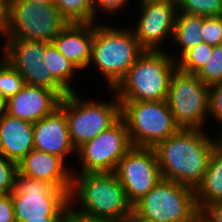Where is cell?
<instances>
[{
    "mask_svg": "<svg viewBox=\"0 0 222 222\" xmlns=\"http://www.w3.org/2000/svg\"><path fill=\"white\" fill-rule=\"evenodd\" d=\"M197 128H180L153 149L162 179L175 181L195 190L207 170L214 148L221 137L210 139Z\"/></svg>",
    "mask_w": 222,
    "mask_h": 222,
    "instance_id": "6da1fadb",
    "label": "cell"
},
{
    "mask_svg": "<svg viewBox=\"0 0 222 222\" xmlns=\"http://www.w3.org/2000/svg\"><path fill=\"white\" fill-rule=\"evenodd\" d=\"M79 174H72L69 195L70 204L79 199L82 209L77 211L113 222H123L133 212L115 172Z\"/></svg>",
    "mask_w": 222,
    "mask_h": 222,
    "instance_id": "7a4b0ae2",
    "label": "cell"
},
{
    "mask_svg": "<svg viewBox=\"0 0 222 222\" xmlns=\"http://www.w3.org/2000/svg\"><path fill=\"white\" fill-rule=\"evenodd\" d=\"M164 51L145 50L112 89L120 102L167 100L177 58ZM174 59V60H173Z\"/></svg>",
    "mask_w": 222,
    "mask_h": 222,
    "instance_id": "3957f363",
    "label": "cell"
},
{
    "mask_svg": "<svg viewBox=\"0 0 222 222\" xmlns=\"http://www.w3.org/2000/svg\"><path fill=\"white\" fill-rule=\"evenodd\" d=\"M144 51L133 31L94 22L90 62L100 69L111 90Z\"/></svg>",
    "mask_w": 222,
    "mask_h": 222,
    "instance_id": "277c9868",
    "label": "cell"
},
{
    "mask_svg": "<svg viewBox=\"0 0 222 222\" xmlns=\"http://www.w3.org/2000/svg\"><path fill=\"white\" fill-rule=\"evenodd\" d=\"M133 213L149 222H196L200 218L195 190L165 179L133 205Z\"/></svg>",
    "mask_w": 222,
    "mask_h": 222,
    "instance_id": "5b68a950",
    "label": "cell"
},
{
    "mask_svg": "<svg viewBox=\"0 0 222 222\" xmlns=\"http://www.w3.org/2000/svg\"><path fill=\"white\" fill-rule=\"evenodd\" d=\"M68 23L53 3L8 0L7 23L1 33L6 39L50 43Z\"/></svg>",
    "mask_w": 222,
    "mask_h": 222,
    "instance_id": "8992f818",
    "label": "cell"
},
{
    "mask_svg": "<svg viewBox=\"0 0 222 222\" xmlns=\"http://www.w3.org/2000/svg\"><path fill=\"white\" fill-rule=\"evenodd\" d=\"M59 107L65 112L71 142L77 150L97 137L121 118V103L80 100L75 92L61 99Z\"/></svg>",
    "mask_w": 222,
    "mask_h": 222,
    "instance_id": "52a82bcc",
    "label": "cell"
},
{
    "mask_svg": "<svg viewBox=\"0 0 222 222\" xmlns=\"http://www.w3.org/2000/svg\"><path fill=\"white\" fill-rule=\"evenodd\" d=\"M120 103L133 146L154 147L180 129L166 100Z\"/></svg>",
    "mask_w": 222,
    "mask_h": 222,
    "instance_id": "ba28073f",
    "label": "cell"
},
{
    "mask_svg": "<svg viewBox=\"0 0 222 222\" xmlns=\"http://www.w3.org/2000/svg\"><path fill=\"white\" fill-rule=\"evenodd\" d=\"M71 190L17 173L12 194L15 220L65 217Z\"/></svg>",
    "mask_w": 222,
    "mask_h": 222,
    "instance_id": "9c48e42d",
    "label": "cell"
},
{
    "mask_svg": "<svg viewBox=\"0 0 222 222\" xmlns=\"http://www.w3.org/2000/svg\"><path fill=\"white\" fill-rule=\"evenodd\" d=\"M167 103L180 128L202 129L209 113L210 86L178 69L170 79Z\"/></svg>",
    "mask_w": 222,
    "mask_h": 222,
    "instance_id": "30bf717a",
    "label": "cell"
},
{
    "mask_svg": "<svg viewBox=\"0 0 222 222\" xmlns=\"http://www.w3.org/2000/svg\"><path fill=\"white\" fill-rule=\"evenodd\" d=\"M132 147L127 124L121 117L77 149L82 163L81 173L115 172L119 161Z\"/></svg>",
    "mask_w": 222,
    "mask_h": 222,
    "instance_id": "8fae6325",
    "label": "cell"
},
{
    "mask_svg": "<svg viewBox=\"0 0 222 222\" xmlns=\"http://www.w3.org/2000/svg\"><path fill=\"white\" fill-rule=\"evenodd\" d=\"M115 174L132 205L162 179L153 147L133 146L119 161Z\"/></svg>",
    "mask_w": 222,
    "mask_h": 222,
    "instance_id": "7c38bea8",
    "label": "cell"
},
{
    "mask_svg": "<svg viewBox=\"0 0 222 222\" xmlns=\"http://www.w3.org/2000/svg\"><path fill=\"white\" fill-rule=\"evenodd\" d=\"M3 58L24 78L29 85L54 90L61 98L68 92L52 77L44 64L46 42L25 39H7Z\"/></svg>",
    "mask_w": 222,
    "mask_h": 222,
    "instance_id": "4fadbf2b",
    "label": "cell"
},
{
    "mask_svg": "<svg viewBox=\"0 0 222 222\" xmlns=\"http://www.w3.org/2000/svg\"><path fill=\"white\" fill-rule=\"evenodd\" d=\"M141 18L133 31L144 50L158 51V44L167 34L172 36L178 13L176 2L171 0H140ZM171 33V34H170Z\"/></svg>",
    "mask_w": 222,
    "mask_h": 222,
    "instance_id": "5bb4252c",
    "label": "cell"
},
{
    "mask_svg": "<svg viewBox=\"0 0 222 222\" xmlns=\"http://www.w3.org/2000/svg\"><path fill=\"white\" fill-rule=\"evenodd\" d=\"M61 99L54 90L25 84L16 95L7 100L6 113L35 123L59 108Z\"/></svg>",
    "mask_w": 222,
    "mask_h": 222,
    "instance_id": "9a60e30c",
    "label": "cell"
},
{
    "mask_svg": "<svg viewBox=\"0 0 222 222\" xmlns=\"http://www.w3.org/2000/svg\"><path fill=\"white\" fill-rule=\"evenodd\" d=\"M34 148L60 157L77 151L70 138L65 112L59 107L52 114L33 123Z\"/></svg>",
    "mask_w": 222,
    "mask_h": 222,
    "instance_id": "2e32d148",
    "label": "cell"
},
{
    "mask_svg": "<svg viewBox=\"0 0 222 222\" xmlns=\"http://www.w3.org/2000/svg\"><path fill=\"white\" fill-rule=\"evenodd\" d=\"M58 156L33 148L18 162V173L46 181L62 190H71L72 174Z\"/></svg>",
    "mask_w": 222,
    "mask_h": 222,
    "instance_id": "e0dca14e",
    "label": "cell"
},
{
    "mask_svg": "<svg viewBox=\"0 0 222 222\" xmlns=\"http://www.w3.org/2000/svg\"><path fill=\"white\" fill-rule=\"evenodd\" d=\"M94 22L68 23L53 39L58 51L79 70L90 65Z\"/></svg>",
    "mask_w": 222,
    "mask_h": 222,
    "instance_id": "ac0fdd59",
    "label": "cell"
},
{
    "mask_svg": "<svg viewBox=\"0 0 222 222\" xmlns=\"http://www.w3.org/2000/svg\"><path fill=\"white\" fill-rule=\"evenodd\" d=\"M34 148L33 123L9 114L0 117V153L18 163Z\"/></svg>",
    "mask_w": 222,
    "mask_h": 222,
    "instance_id": "d6986e66",
    "label": "cell"
},
{
    "mask_svg": "<svg viewBox=\"0 0 222 222\" xmlns=\"http://www.w3.org/2000/svg\"><path fill=\"white\" fill-rule=\"evenodd\" d=\"M199 211L214 203H222V141L214 148L201 183L195 188Z\"/></svg>",
    "mask_w": 222,
    "mask_h": 222,
    "instance_id": "ffe728a7",
    "label": "cell"
},
{
    "mask_svg": "<svg viewBox=\"0 0 222 222\" xmlns=\"http://www.w3.org/2000/svg\"><path fill=\"white\" fill-rule=\"evenodd\" d=\"M203 16L178 12L172 39L181 45V56L190 48L202 43Z\"/></svg>",
    "mask_w": 222,
    "mask_h": 222,
    "instance_id": "44dd1931",
    "label": "cell"
},
{
    "mask_svg": "<svg viewBox=\"0 0 222 222\" xmlns=\"http://www.w3.org/2000/svg\"><path fill=\"white\" fill-rule=\"evenodd\" d=\"M44 64L50 70L52 77L68 92L73 91L70 84V79L75 70H79L74 64L68 61L56 48L53 42H46V53L43 58Z\"/></svg>",
    "mask_w": 222,
    "mask_h": 222,
    "instance_id": "7402d4cb",
    "label": "cell"
},
{
    "mask_svg": "<svg viewBox=\"0 0 222 222\" xmlns=\"http://www.w3.org/2000/svg\"><path fill=\"white\" fill-rule=\"evenodd\" d=\"M60 14L69 22H94L93 0H53Z\"/></svg>",
    "mask_w": 222,
    "mask_h": 222,
    "instance_id": "603a6c76",
    "label": "cell"
},
{
    "mask_svg": "<svg viewBox=\"0 0 222 222\" xmlns=\"http://www.w3.org/2000/svg\"><path fill=\"white\" fill-rule=\"evenodd\" d=\"M214 50L205 42L187 50L177 61V69L187 74L196 75L208 62Z\"/></svg>",
    "mask_w": 222,
    "mask_h": 222,
    "instance_id": "cb8c5ba5",
    "label": "cell"
},
{
    "mask_svg": "<svg viewBox=\"0 0 222 222\" xmlns=\"http://www.w3.org/2000/svg\"><path fill=\"white\" fill-rule=\"evenodd\" d=\"M24 78L4 58L0 60V95L9 100L25 85Z\"/></svg>",
    "mask_w": 222,
    "mask_h": 222,
    "instance_id": "d4e9b609",
    "label": "cell"
},
{
    "mask_svg": "<svg viewBox=\"0 0 222 222\" xmlns=\"http://www.w3.org/2000/svg\"><path fill=\"white\" fill-rule=\"evenodd\" d=\"M178 12L200 16H220L222 0H176Z\"/></svg>",
    "mask_w": 222,
    "mask_h": 222,
    "instance_id": "484cf974",
    "label": "cell"
},
{
    "mask_svg": "<svg viewBox=\"0 0 222 222\" xmlns=\"http://www.w3.org/2000/svg\"><path fill=\"white\" fill-rule=\"evenodd\" d=\"M196 76L208 86L222 82V43L214 47L208 62Z\"/></svg>",
    "mask_w": 222,
    "mask_h": 222,
    "instance_id": "4316f807",
    "label": "cell"
},
{
    "mask_svg": "<svg viewBox=\"0 0 222 222\" xmlns=\"http://www.w3.org/2000/svg\"><path fill=\"white\" fill-rule=\"evenodd\" d=\"M17 173L18 163L0 153V194H10L14 191Z\"/></svg>",
    "mask_w": 222,
    "mask_h": 222,
    "instance_id": "83f0119b",
    "label": "cell"
},
{
    "mask_svg": "<svg viewBox=\"0 0 222 222\" xmlns=\"http://www.w3.org/2000/svg\"><path fill=\"white\" fill-rule=\"evenodd\" d=\"M202 41L210 46H217L222 43V19L220 16H203L201 33Z\"/></svg>",
    "mask_w": 222,
    "mask_h": 222,
    "instance_id": "f1b7e54d",
    "label": "cell"
},
{
    "mask_svg": "<svg viewBox=\"0 0 222 222\" xmlns=\"http://www.w3.org/2000/svg\"><path fill=\"white\" fill-rule=\"evenodd\" d=\"M209 113L222 123V82L210 86ZM219 136L222 137V133Z\"/></svg>",
    "mask_w": 222,
    "mask_h": 222,
    "instance_id": "f546056e",
    "label": "cell"
},
{
    "mask_svg": "<svg viewBox=\"0 0 222 222\" xmlns=\"http://www.w3.org/2000/svg\"><path fill=\"white\" fill-rule=\"evenodd\" d=\"M15 220L12 194H0V222Z\"/></svg>",
    "mask_w": 222,
    "mask_h": 222,
    "instance_id": "4dcf8cb0",
    "label": "cell"
},
{
    "mask_svg": "<svg viewBox=\"0 0 222 222\" xmlns=\"http://www.w3.org/2000/svg\"><path fill=\"white\" fill-rule=\"evenodd\" d=\"M128 1L129 0H93L94 22L96 21L95 16L97 8L110 13L111 16L114 12H116V10L119 11V9L125 6Z\"/></svg>",
    "mask_w": 222,
    "mask_h": 222,
    "instance_id": "1f68e13d",
    "label": "cell"
},
{
    "mask_svg": "<svg viewBox=\"0 0 222 222\" xmlns=\"http://www.w3.org/2000/svg\"><path fill=\"white\" fill-rule=\"evenodd\" d=\"M71 204H69L66 213H65V219L64 222H113L107 219H102L98 217L89 216L86 214H83L75 209H72Z\"/></svg>",
    "mask_w": 222,
    "mask_h": 222,
    "instance_id": "d6a6232c",
    "label": "cell"
},
{
    "mask_svg": "<svg viewBox=\"0 0 222 222\" xmlns=\"http://www.w3.org/2000/svg\"><path fill=\"white\" fill-rule=\"evenodd\" d=\"M200 218L204 222H222V203H214L200 211Z\"/></svg>",
    "mask_w": 222,
    "mask_h": 222,
    "instance_id": "836d02e7",
    "label": "cell"
},
{
    "mask_svg": "<svg viewBox=\"0 0 222 222\" xmlns=\"http://www.w3.org/2000/svg\"><path fill=\"white\" fill-rule=\"evenodd\" d=\"M8 16V0H0V33L6 26Z\"/></svg>",
    "mask_w": 222,
    "mask_h": 222,
    "instance_id": "e575fe53",
    "label": "cell"
},
{
    "mask_svg": "<svg viewBox=\"0 0 222 222\" xmlns=\"http://www.w3.org/2000/svg\"><path fill=\"white\" fill-rule=\"evenodd\" d=\"M65 217H44V219H29L24 222H64Z\"/></svg>",
    "mask_w": 222,
    "mask_h": 222,
    "instance_id": "d590c367",
    "label": "cell"
},
{
    "mask_svg": "<svg viewBox=\"0 0 222 222\" xmlns=\"http://www.w3.org/2000/svg\"><path fill=\"white\" fill-rule=\"evenodd\" d=\"M123 222H149V221L141 219L132 212Z\"/></svg>",
    "mask_w": 222,
    "mask_h": 222,
    "instance_id": "8d00e7d4",
    "label": "cell"
},
{
    "mask_svg": "<svg viewBox=\"0 0 222 222\" xmlns=\"http://www.w3.org/2000/svg\"><path fill=\"white\" fill-rule=\"evenodd\" d=\"M7 100L0 95V117L6 114Z\"/></svg>",
    "mask_w": 222,
    "mask_h": 222,
    "instance_id": "74e56055",
    "label": "cell"
},
{
    "mask_svg": "<svg viewBox=\"0 0 222 222\" xmlns=\"http://www.w3.org/2000/svg\"><path fill=\"white\" fill-rule=\"evenodd\" d=\"M36 4H50L53 3V0H27Z\"/></svg>",
    "mask_w": 222,
    "mask_h": 222,
    "instance_id": "f35d334b",
    "label": "cell"
},
{
    "mask_svg": "<svg viewBox=\"0 0 222 222\" xmlns=\"http://www.w3.org/2000/svg\"><path fill=\"white\" fill-rule=\"evenodd\" d=\"M196 222H204L201 218H199Z\"/></svg>",
    "mask_w": 222,
    "mask_h": 222,
    "instance_id": "ab89813d",
    "label": "cell"
}]
</instances>
